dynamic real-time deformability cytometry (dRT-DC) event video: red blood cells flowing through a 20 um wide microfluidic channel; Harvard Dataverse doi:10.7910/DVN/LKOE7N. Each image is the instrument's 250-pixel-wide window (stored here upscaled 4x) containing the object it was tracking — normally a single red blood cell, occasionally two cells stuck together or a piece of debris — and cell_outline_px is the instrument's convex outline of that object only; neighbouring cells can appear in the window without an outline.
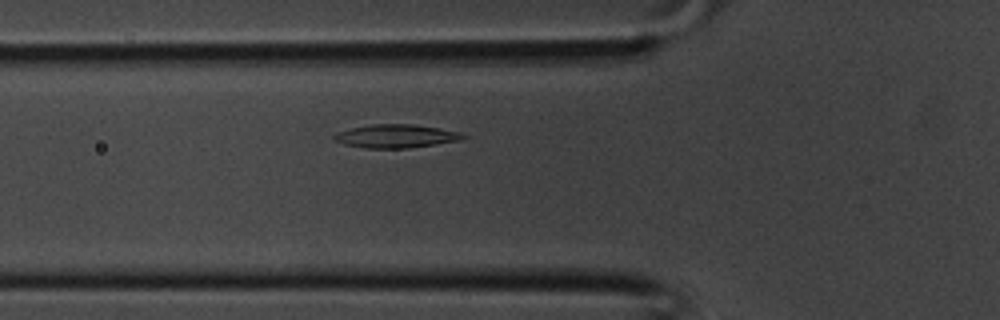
{"species": "common noctule bat (a hibernating species)", "species_latin": "Nyctalus noctula", "temperature_condition": "room temperature", "stored_images_in_passage": 35, "segment_of_instrument_passage": [1, 2], "camera_frame_rate_fps": 3000, "um_per_image_px": 0.085, "animal": {"sex": "male", "body_mass_g": 20.1, "forearm_length_mm": 53.5}, "frame": {"image": 1, "passage_image": 9, "time_ms": 2.667, "image_size_px": [1000, 320], "cell_outline_px": [[468, 136], [460, 140], [436, 144], [408, 148], [368, 148], [344, 144], [336, 140], [332, 136], [340, 132], [352, 128], [372, 124], [412, 124], [440, 128], [460, 132]], "centroid_in_image_um": [33.71, 11.57], "position_along_channel_um": 92.1, "area_um2": 17.34}}
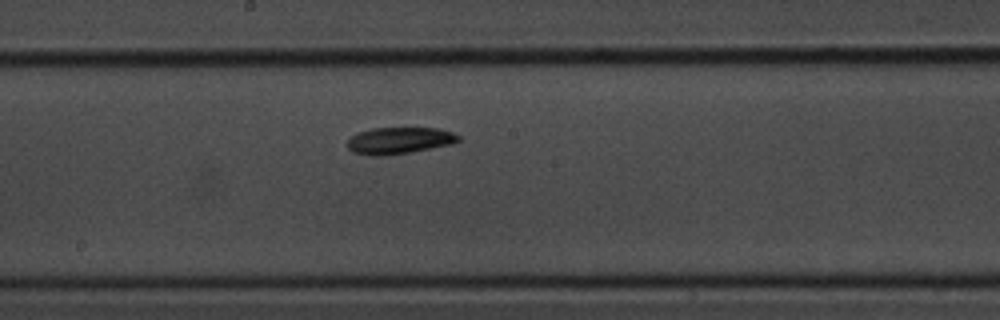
{"frame": {"image": 2, "passage_image": 16, "time_ms": 5.0, "image_size_px": [1000, 320], "cell_outline_px": [[460, 140], [452, 144], [432, 148], [408, 152], [380, 156], [376, 156], [352, 152], [348, 148], [348, 140], [352, 136], [360, 132], [372, 128], [440, 128], [452, 132], [460, 136]], "centroid_in_image_um": [33.96, 11.94], "position_along_channel_um": 214.2, "area_um2": 17.11}}
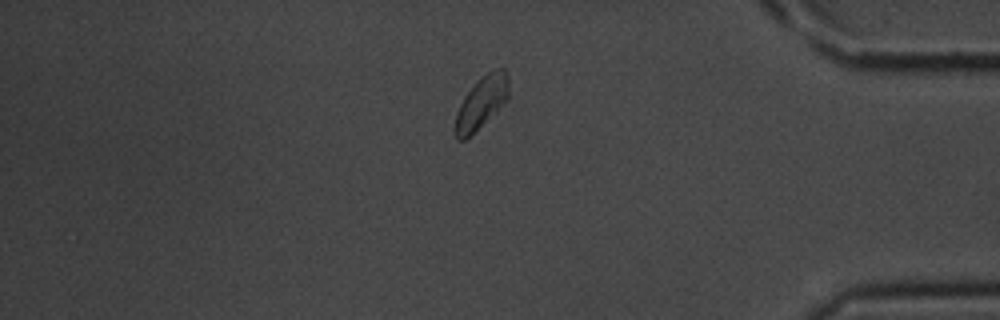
{"frame": {"image": 3, "passage_image": 28, "time_ms": 9.0, "image_size_px": [1000, 320], "cell_outline_px": [[508, 100], [464, 140], [456, 140], [456, 112], [464, 96], [488, 72], [496, 68], [504, 68], [508, 72]], "centroid_in_image_um": [40.95, 8.69], "position_along_channel_um": 394.2, "area_um2": 15.66}}